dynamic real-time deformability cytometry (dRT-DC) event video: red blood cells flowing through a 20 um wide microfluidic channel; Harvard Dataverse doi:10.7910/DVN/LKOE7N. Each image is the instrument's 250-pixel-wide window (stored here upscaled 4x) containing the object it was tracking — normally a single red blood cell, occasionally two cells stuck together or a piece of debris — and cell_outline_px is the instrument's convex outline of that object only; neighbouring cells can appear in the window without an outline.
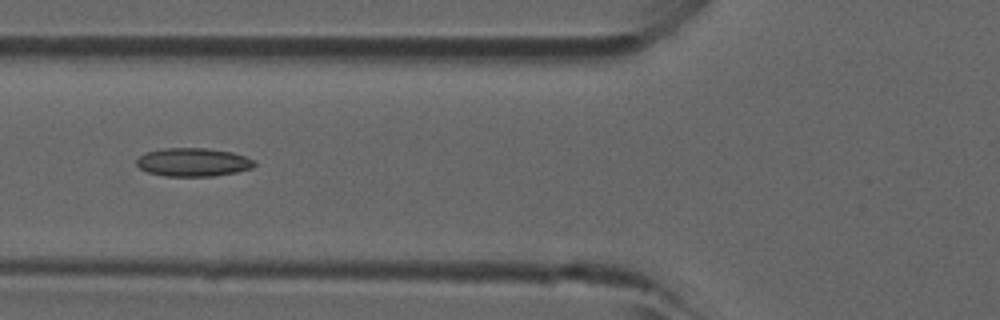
{"species": "common noctule bat (a hibernating species)", "species_latin": "Nyctalus noctula", "temperature_condition": "room temperature", "stored_images_in_passage": 4, "camera_frame_rate_fps": 3000, "um_per_image_px": 0.085, "animal": {"sex": "male", "forearm_length_mm": 52.5}, "frame": {"image": 1, "passage_image": 4, "time_ms": 1.0, "image_size_px": [1000, 320], "cell_outline_px": [[256, 164], [252, 168], [236, 172], [212, 176], [164, 176], [148, 172], [140, 168], [136, 164], [136, 160], [144, 152], [164, 148], [204, 148], [232, 152], [256, 160]], "centroid_in_image_um": [16.41, 13.78], "position_along_channel_um": 109.4, "area_um2": 19.54}}